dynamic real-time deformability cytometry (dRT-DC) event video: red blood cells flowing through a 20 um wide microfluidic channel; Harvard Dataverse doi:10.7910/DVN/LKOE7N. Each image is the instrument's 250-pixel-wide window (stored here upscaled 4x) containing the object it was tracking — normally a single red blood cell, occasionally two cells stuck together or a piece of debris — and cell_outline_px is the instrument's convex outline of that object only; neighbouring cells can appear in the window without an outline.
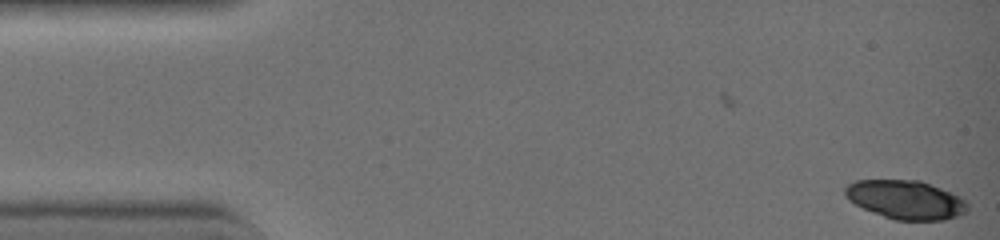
{"species": "common noctule bat (a hibernating species)", "species_latin": "Nyctalus noctula", "temperature_condition": "warm", "stored_images_in_passage": 2, "camera_frame_rate_fps": 3000, "um_per_image_px": 0.085, "animal": {"sex": "female", "body_mass_g": 19.0, "forearm_length_mm": 51.5}, "frame": {"image": 1, "passage_image": 2, "time_ms": 0.333, "image_size_px": [1000, 240], "cell_outline_px": [[968, 212], [944, 220], [896, 220], [872, 212], [848, 200], [844, 196], [844, 188], [848, 184], [856, 180], [920, 180], [960, 196], [968, 200]], "centroid_in_image_um": [77.0, 16.97], "position_along_channel_um": 8.0, "area_um2": 27.74}}